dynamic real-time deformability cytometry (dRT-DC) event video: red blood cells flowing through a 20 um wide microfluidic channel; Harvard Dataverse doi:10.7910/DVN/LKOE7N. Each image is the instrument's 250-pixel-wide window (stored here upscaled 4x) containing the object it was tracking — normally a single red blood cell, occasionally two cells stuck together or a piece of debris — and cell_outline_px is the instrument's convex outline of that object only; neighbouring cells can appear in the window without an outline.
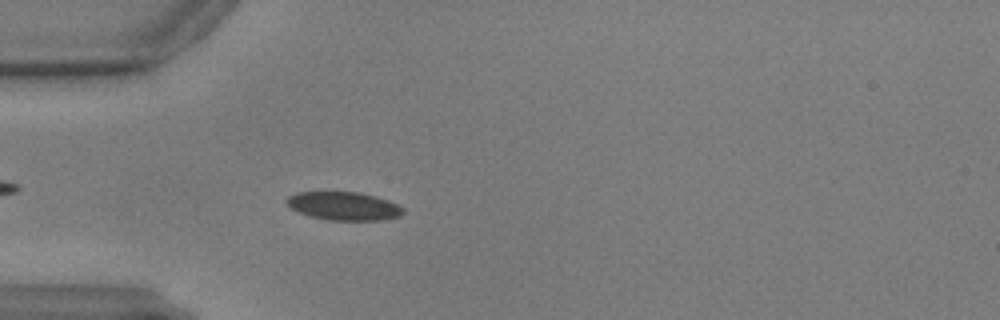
{"species": "common noctule bat (a hibernating species)", "species_latin": "Nyctalus noctula", "temperature_condition": "warm", "stored_images_in_passage": 58, "camera_frame_rate_fps": 3000, "um_per_image_px": 0.085, "animal": {"sex": "male", "body_mass_g": 17.9, "forearm_length_mm": 54.2}, "frame": {"image": 1, "passage_image": 17, "time_ms": 5.333, "image_size_px": [1000, 320], "cell_outline_px": [[404, 212], [400, 216], [384, 220], [328, 220], [312, 216], [300, 212], [292, 208], [284, 200], [288, 196], [296, 192], [360, 192], [376, 196], [388, 200], [404, 208]], "centroid_in_image_um": [29.24, 17.5], "position_along_channel_um": 55.8, "area_um2": 19.19}}
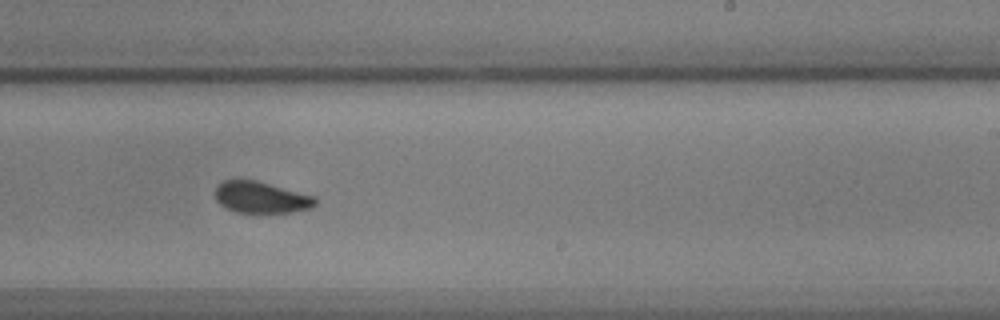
{"frame": {"image": 2, "passage_image": 36, "time_ms": 11.667, "image_size_px": [1000, 320], "cell_outline_px": [[316, 204], [312, 208], [292, 212], [236, 212], [224, 208], [216, 200], [216, 188], [224, 180], [256, 180], [316, 196]], "centroid_in_image_um": [22.22, 16.78], "position_along_channel_um": 266.8, "area_um2": 18.32}}
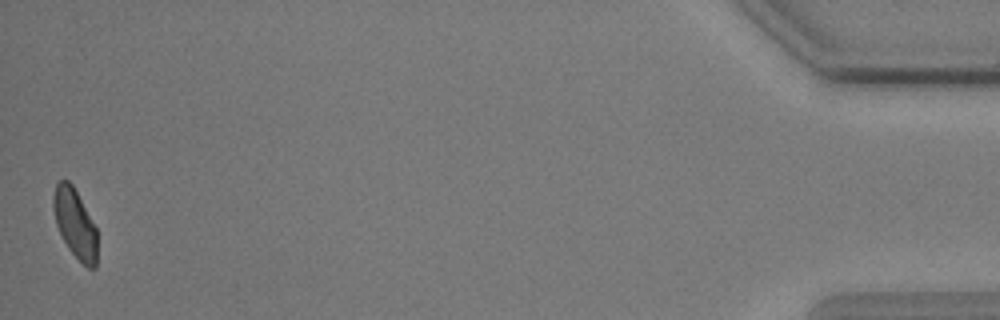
{"frame": {"image": 3, "passage_image": 58, "time_ms": 19.0, "image_size_px": [1000, 320], "cell_outline_px": [[96, 268], [88, 268], [68, 248], [56, 224], [52, 208], [52, 196], [56, 184], [60, 180], [68, 180], [72, 184], [96, 228]], "centroid_in_image_um": [6.35, 18.97], "position_along_channel_um": 428.9, "area_um2": 17.34}}